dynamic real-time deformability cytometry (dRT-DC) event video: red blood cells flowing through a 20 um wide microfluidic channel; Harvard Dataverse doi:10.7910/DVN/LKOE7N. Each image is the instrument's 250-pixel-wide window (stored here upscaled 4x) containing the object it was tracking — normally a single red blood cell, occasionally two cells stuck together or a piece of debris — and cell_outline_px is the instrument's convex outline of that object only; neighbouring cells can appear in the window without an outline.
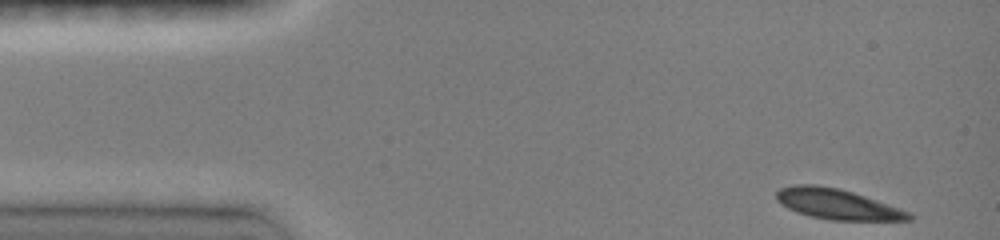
{"species": "common noctule bat (a hibernating species)", "species_latin": "Nyctalus noctula", "temperature_condition": "room temperature", "stored_images_in_passage": 13, "camera_frame_rate_fps": 3000, "um_per_image_px": 0.085, "animal": {"sex": "female", "body_mass_g": 19.0, "forearm_length_mm": 51.5}, "frame": {"image": 1, "passage_image": 1, "time_ms": 0.0, "image_size_px": [1000, 240], "cell_outline_px": [[912, 220], [832, 220], [808, 216], [796, 212], [780, 204], [776, 200], [776, 192], [780, 188], [796, 184], [816, 184], [840, 188], [900, 208], [908, 212], [912, 216]], "centroid_in_image_um": [71.11, 17.34], "position_along_channel_um": 13.9, "area_um2": 23.41}}
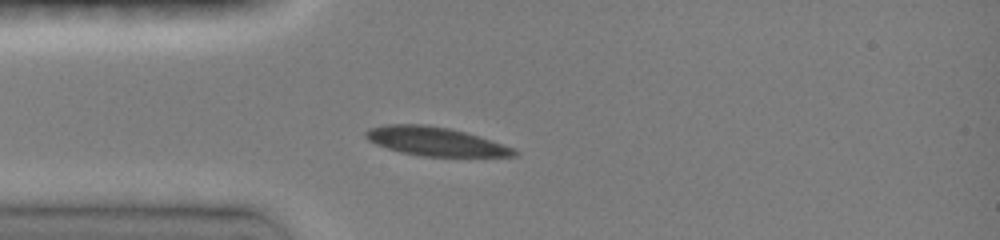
{"frame": {"image": 2, "passage_image": 8, "time_ms": 3.0, "image_size_px": [1000, 240], "cell_outline_px": [[520, 152], [516, 156], [420, 156], [400, 152], [376, 144], [368, 140], [364, 136], [364, 132], [368, 128], [384, 124], [424, 124], [448, 128], [464, 132], [504, 144], [516, 148]], "centroid_in_image_um": [36.99, 12.02], "position_along_channel_um": 48.0, "area_um2": 24.85}}
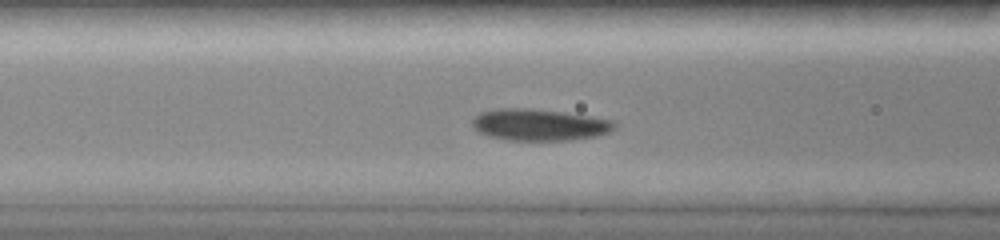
{"frame": {"image": 3, "passage_image": 12, "time_ms": 5.0, "image_size_px": [1000, 240], "cell_outline_px": [[616, 128], [608, 132], [596, 136], [572, 140], [508, 140], [488, 136], [472, 128], [472, 116], [480, 112], [496, 108], [532, 108], [564, 112], [616, 120]], "centroid_in_image_um": [45.83, 10.59], "position_along_channel_um": 120.8, "area_um2": 26.59}}